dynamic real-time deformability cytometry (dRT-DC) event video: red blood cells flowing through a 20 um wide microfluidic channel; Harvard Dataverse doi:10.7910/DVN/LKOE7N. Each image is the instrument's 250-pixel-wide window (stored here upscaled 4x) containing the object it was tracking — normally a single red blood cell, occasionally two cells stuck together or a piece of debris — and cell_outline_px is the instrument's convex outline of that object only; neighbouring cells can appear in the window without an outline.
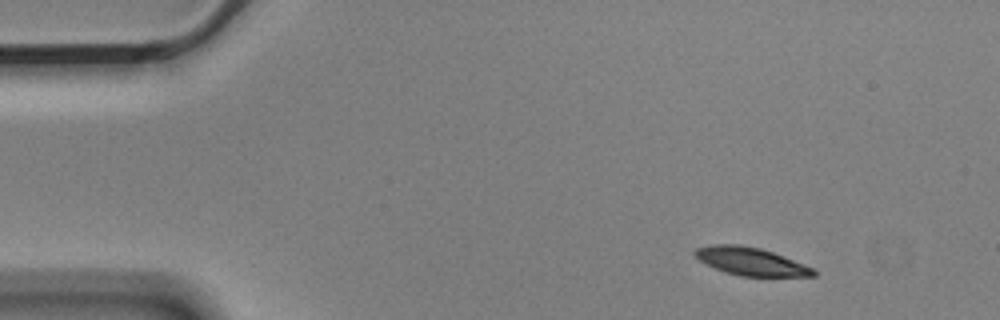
{"species": "Egyptian fruit bat (a non-hibernating species)", "species_latin": "Rousettus aegyptiacus", "temperature_condition": "cold", "stored_images_in_passage": 13, "camera_frame_rate_fps": 3000, "um_per_image_px": 0.085, "animal": {"sex": "male"}, "frame": {"image": 1, "passage_image": 1, "time_ms": 0.0, "image_size_px": [1000, 320], "cell_outline_px": [[816, 276], [740, 276], [724, 272], [700, 260], [692, 252], [696, 248], [716, 244], [736, 244], [760, 248], [772, 252], [804, 264], [812, 268], [816, 272]], "centroid_in_image_um": [63.81, 22.22], "position_along_channel_um": 21.2, "area_um2": 18.96}}
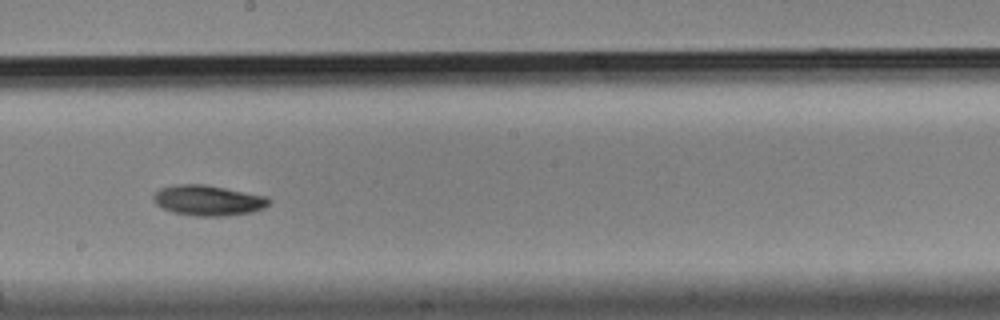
{"frame": {"image": 2, "passage_image": 7, "time_ms": 2.0, "image_size_px": [1000, 320], "cell_outline_px": [[272, 200], [264, 208], [252, 212], [228, 216], [196, 216], [172, 212], [156, 204], [152, 200], [152, 196], [160, 188], [176, 184], [204, 184], [268, 196]], "centroid_in_image_um": [17.7, 17.03], "position_along_channel_um": 230.5, "area_um2": 20.63}}
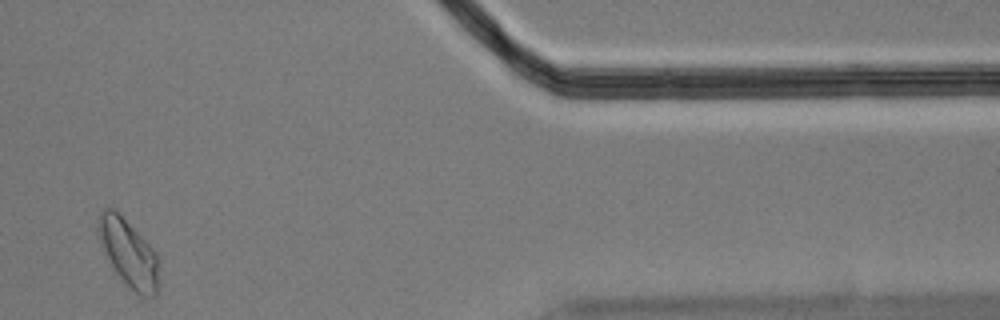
{"frame": {"image": 3, "passage_image": 12, "time_ms": 3.667, "image_size_px": [1000, 320], "cell_outline_px": [[160, 288], [156, 296], [140, 296], [128, 288], [112, 268], [104, 256], [100, 248], [96, 224], [96, 220], [100, 212], [104, 208], [116, 208], [152, 248], [160, 260]], "centroid_in_image_um": [10.92, 21.53], "position_along_channel_um": 400.5, "area_um2": 25.03}}